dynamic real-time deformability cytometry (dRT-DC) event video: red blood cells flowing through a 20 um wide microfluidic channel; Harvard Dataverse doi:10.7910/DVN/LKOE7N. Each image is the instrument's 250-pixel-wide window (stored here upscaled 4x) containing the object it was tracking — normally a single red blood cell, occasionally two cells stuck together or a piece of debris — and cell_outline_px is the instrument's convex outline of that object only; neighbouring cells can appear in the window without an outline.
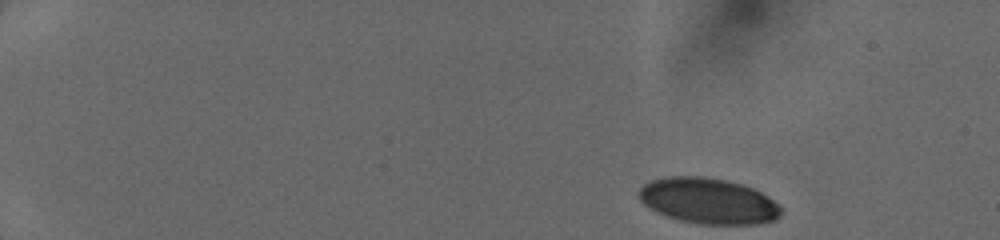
{"species": "human", "species_latin": "Homo sapiens", "temperature_condition": "cold", "stored_images_in_passage": 33, "camera_frame_rate_fps": 3000, "um_per_image_px": 0.085, "donor": {"sex": "female"}, "frame": {"image": 1, "passage_image": 1, "time_ms": 0.0, "image_size_px": [1000, 240], "cell_outline_px": [[780, 216], [776, 220], [760, 224], [700, 224], [680, 220], [668, 216], [648, 208], [640, 200], [640, 188], [644, 184], [652, 180], [664, 176], [704, 176], [724, 180], [740, 184], [752, 188], [768, 196], [780, 204]], "centroid_in_image_um": [60.22, 17.08], "position_along_channel_um": 24.8, "area_um2": 37.86}}
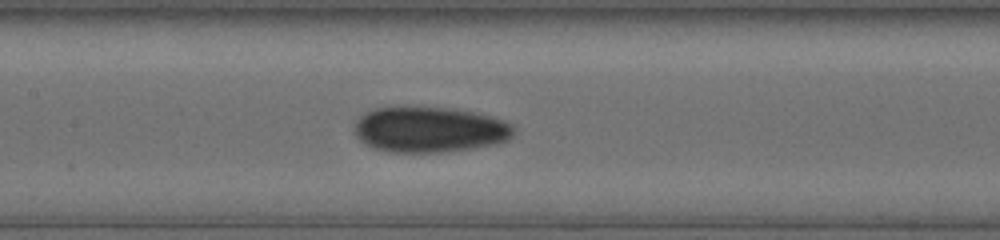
{"frame": {"image": 2, "passage_image": 21, "time_ms": 6.667, "image_size_px": [1000, 240], "cell_outline_px": [[516, 128], [512, 136], [508, 140], [496, 144], [476, 148], [440, 152], [388, 152], [372, 148], [364, 144], [356, 136], [356, 120], [360, 116], [376, 108], [416, 104], [452, 108], [476, 112], [512, 124]], "centroid_in_image_um": [36.51, 10.99], "position_along_channel_um": 170.9, "area_um2": 43.23}}
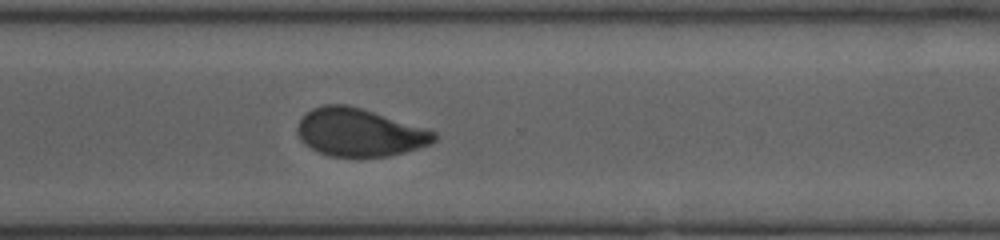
{"frame": {"image": 3, "passage_image": 33, "time_ms": 10.667, "image_size_px": [1000, 240], "cell_outline_px": [[436, 140], [428, 144], [404, 152], [388, 156], [332, 156], [320, 152], [304, 144], [300, 140], [296, 132], [296, 128], [300, 120], [312, 108], [324, 104], [348, 104], [428, 128], [436, 132]], "centroid_in_image_um": [30.55, 11.24], "position_along_channel_um": 340.1, "area_um2": 38.03}}